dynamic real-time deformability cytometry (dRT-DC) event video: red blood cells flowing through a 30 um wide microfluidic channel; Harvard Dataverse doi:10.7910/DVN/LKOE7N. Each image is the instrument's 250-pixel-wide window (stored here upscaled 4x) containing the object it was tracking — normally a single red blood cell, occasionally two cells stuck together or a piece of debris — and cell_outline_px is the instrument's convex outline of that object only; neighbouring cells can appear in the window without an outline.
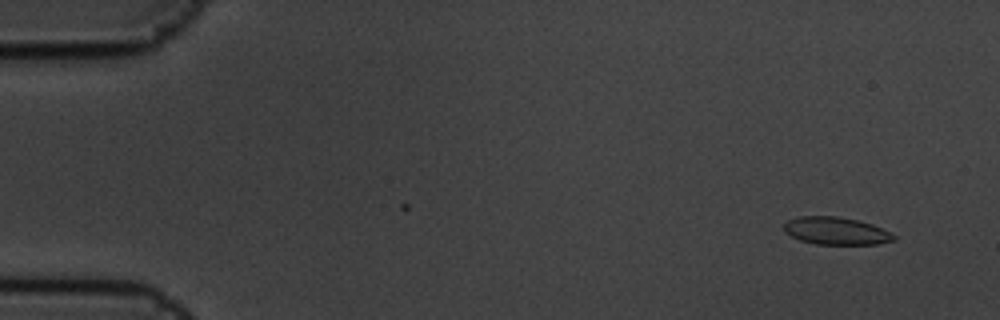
{"species": "common noctule bat (a hibernating species)", "species_latin": "Nyctalus noctula", "temperature_condition": "cold", "stored_images_in_passage": 6, "camera_frame_rate_fps": 3000, "um_per_image_px": 0.085, "animal": {"sex": "male", "body_mass_g": 19.5, "forearm_length_mm": 54.6}, "frame": {"image": 1, "passage_image": 2, "time_ms": 0.333, "image_size_px": [1000, 320], "cell_outline_px": [[896, 240], [876, 244], [816, 244], [800, 240], [784, 232], [784, 224], [788, 220], [800, 216], [836, 216], [856, 220], [872, 224], [896, 236]], "centroid_in_image_um": [71.04, 19.63], "position_along_channel_um": 14.0, "area_um2": 17.46}}
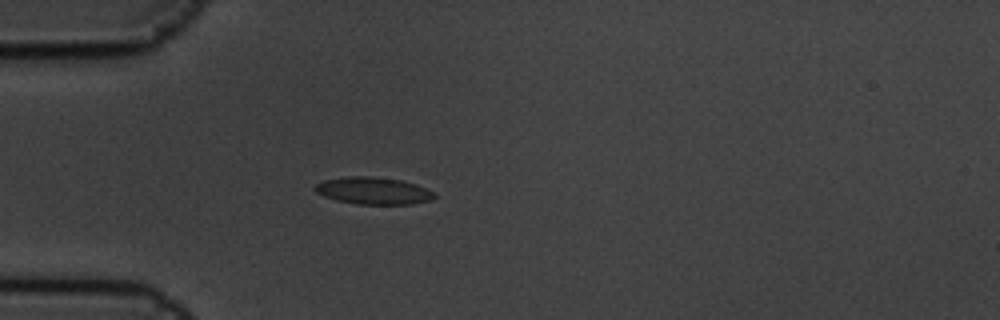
{"frame": {"image": 2, "passage_image": 5, "time_ms": 1.333, "image_size_px": [1000, 320], "cell_outline_px": [[436, 196], [432, 200], [412, 204], [356, 204], [336, 200], [324, 196], [316, 192], [312, 188], [316, 184], [324, 180], [348, 176], [372, 176], [400, 180], [416, 184], [436, 192]], "centroid_in_image_um": [31.75, 16.21], "position_along_channel_um": 53.3, "area_um2": 19.02}}